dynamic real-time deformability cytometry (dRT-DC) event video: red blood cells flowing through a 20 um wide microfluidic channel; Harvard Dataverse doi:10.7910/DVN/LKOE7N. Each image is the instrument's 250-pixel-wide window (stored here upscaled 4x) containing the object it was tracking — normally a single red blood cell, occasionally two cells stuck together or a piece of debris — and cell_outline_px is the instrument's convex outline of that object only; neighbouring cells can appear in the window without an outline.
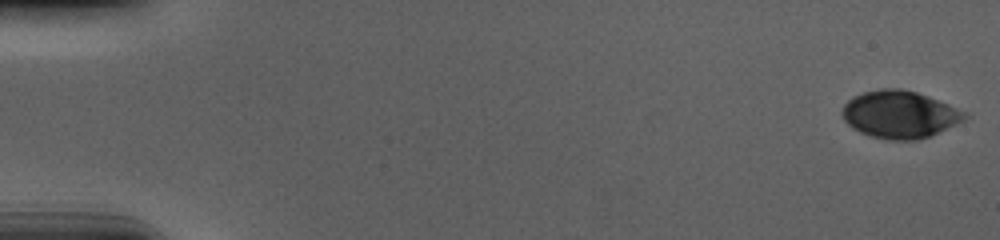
{"species": "human", "species_latin": "Homo sapiens", "temperature_condition": "cold", "stored_images_in_passage": 56, "camera_frame_rate_fps": 3000, "um_per_image_px": 0.085, "donor": {"sex": "male"}, "frame": {"image": 1, "passage_image": 1, "time_ms": 0.0, "image_size_px": [1000, 240], "cell_outline_px": [[972, 116], [964, 120], [928, 136], [916, 140], [888, 140], [872, 136], [860, 132], [852, 128], [844, 120], [840, 112], [844, 104], [852, 96], [864, 92], [880, 88], [900, 88], [916, 92], [928, 96], [948, 104]], "centroid_in_image_um": [76.43, 9.71], "position_along_channel_um": 8.6, "area_um2": 33.76}}
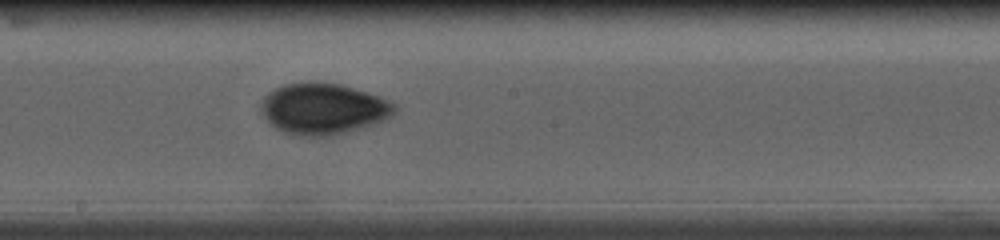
{"frame": {"image": 2, "passage_image": 32, "time_ms": 10.333, "image_size_px": [1000, 240], "cell_outline_px": [[396, 112], [392, 116], [384, 120], [348, 132], [332, 136], [292, 136], [276, 128], [260, 112], [260, 100], [268, 92], [284, 84], [316, 80], [340, 84], [380, 96], [396, 104]], "centroid_in_image_um": [27.45, 9.23], "position_along_channel_um": 220.7, "area_um2": 40.34}}
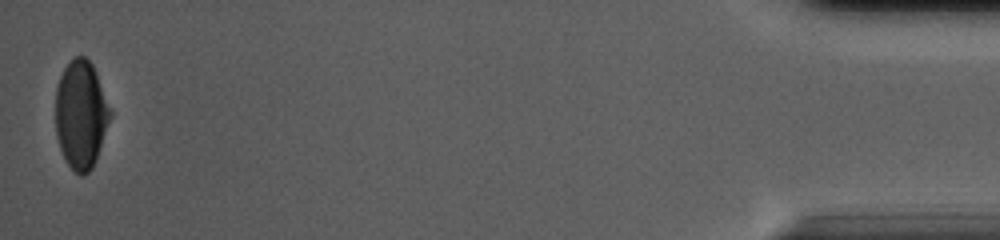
{"frame": {"image": 3, "passage_image": 56, "time_ms": 18.333, "image_size_px": [1000, 240], "cell_outline_px": [[112, 116], [92, 168], [84, 176], [80, 176], [68, 164], [60, 148], [56, 136], [56, 88], [60, 76], [68, 60], [76, 56], [84, 56], [92, 64], [112, 112]], "centroid_in_image_um": [6.88, 9.72], "position_along_channel_um": 428.3, "area_um2": 34.33}, "authors_computed_cell_mechanics": {"area_um2": 36.6452, "velocity_mm_per_s": 3.6968, "shape_relaxation_time_tau1_ms": 3.9101, "shape_relaxation_time_tau2_ms": 2.2165, "deformation_change_tau1": 0.1273, "deformation_change_tau2": 0.0414}}